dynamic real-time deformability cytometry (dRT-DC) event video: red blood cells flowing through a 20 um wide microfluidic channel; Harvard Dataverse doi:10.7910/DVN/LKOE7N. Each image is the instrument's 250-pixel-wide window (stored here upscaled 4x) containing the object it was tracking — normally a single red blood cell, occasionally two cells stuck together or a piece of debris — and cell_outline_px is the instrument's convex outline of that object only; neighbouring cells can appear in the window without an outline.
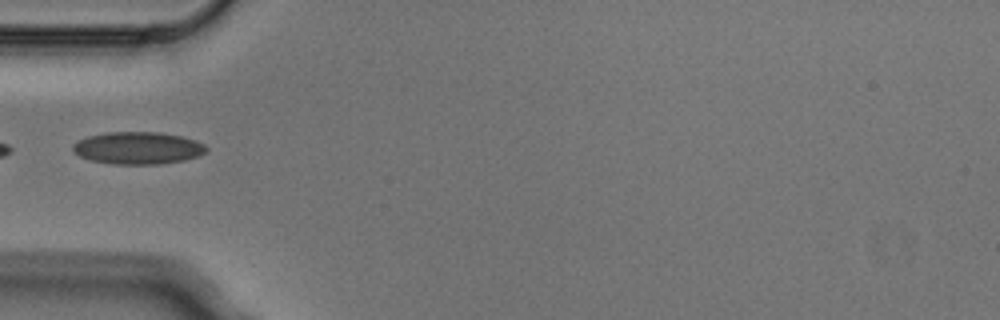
{"species": "Egyptian fruit bat (a non-hibernating species)", "species_latin": "Rousettus aegyptiacus", "temperature_condition": "cold", "stored_images_in_passage": 2, "camera_frame_rate_fps": 3000, "um_per_image_px": 0.085, "animal": {"sex": "male"}, "frame": {"image": 1, "passage_image": 1, "time_ms": 0.0, "image_size_px": [1000, 320], "cell_outline_px": [[208, 148], [200, 156], [184, 160], [160, 164], [112, 164], [92, 160], [80, 156], [72, 148], [72, 144], [88, 136], [108, 132], [160, 132], [180, 136], [196, 140], [204, 144]], "centroid_in_image_um": [11.75, 12.58], "position_along_channel_um": 73.2, "area_um2": 25.03}}
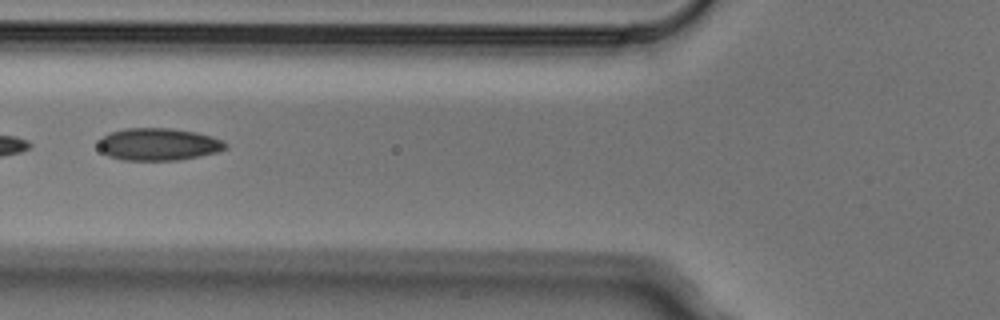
{"frame": {"image": 2, "passage_image": 2, "time_ms": 0.333, "image_size_px": [1000, 320], "cell_outline_px": [[228, 148], [216, 152], [200, 156], [180, 160], [120, 160], [108, 156], [100, 148], [100, 140], [104, 136], [112, 132], [124, 128], [172, 128], [196, 132], [212, 136], [228, 144]], "centroid_in_image_um": [13.5, 12.27], "position_along_channel_um": 112.3, "area_um2": 23.87}}